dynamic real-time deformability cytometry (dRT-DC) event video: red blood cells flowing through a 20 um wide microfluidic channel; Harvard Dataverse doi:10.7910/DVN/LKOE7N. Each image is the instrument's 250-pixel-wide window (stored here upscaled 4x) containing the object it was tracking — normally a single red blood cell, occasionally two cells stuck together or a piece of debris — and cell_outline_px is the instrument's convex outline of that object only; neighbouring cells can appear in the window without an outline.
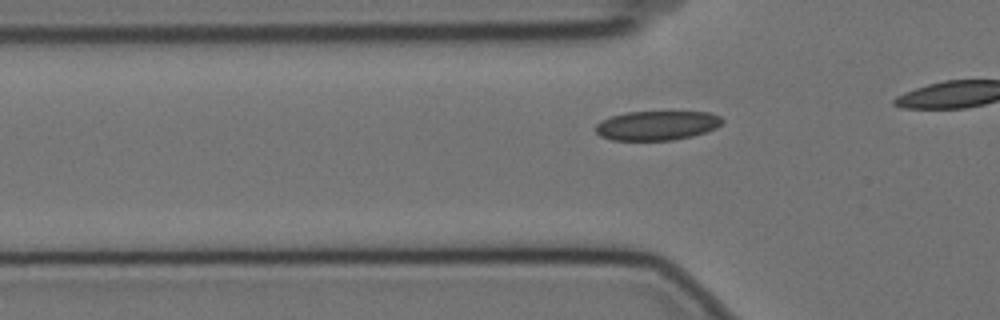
{"species": "Egyptian fruit bat (a non-hibernating species)", "species_latin": "Rousettus aegyptiacus", "temperature_condition": "cold", "stored_images_in_passage": 14, "camera_frame_rate_fps": 3000, "um_per_image_px": 0.085, "animal": {"sex": "female"}, "frame": {"image": 1, "passage_image": 11, "time_ms": 3.333, "image_size_px": [1000, 320], "cell_outline_px": [[724, 120], [716, 128], [692, 136], [672, 140], [612, 140], [600, 136], [596, 132], [596, 124], [600, 120], [612, 116], [628, 112], [708, 112], [720, 116]], "centroid_in_image_um": [55.82, 10.67], "position_along_channel_um": 70.0, "area_um2": 21.56}}